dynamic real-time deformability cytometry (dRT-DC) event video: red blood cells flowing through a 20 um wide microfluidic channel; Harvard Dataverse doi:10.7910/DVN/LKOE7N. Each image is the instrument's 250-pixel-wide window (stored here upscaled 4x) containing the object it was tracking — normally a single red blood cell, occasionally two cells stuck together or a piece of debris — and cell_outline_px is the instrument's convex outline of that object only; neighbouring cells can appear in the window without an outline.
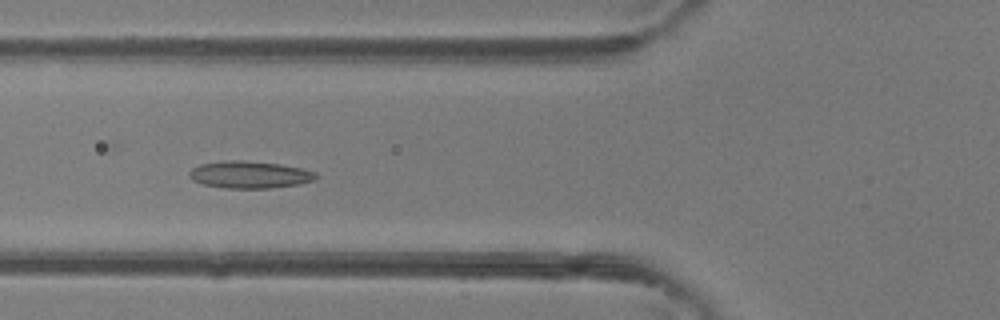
{"species": "common noctule bat (a hibernating species)", "species_latin": "Nyctalus noctula", "temperature_condition": "room temperature", "stored_images_in_passage": 48, "camera_frame_rate_fps": 3000, "um_per_image_px": 0.085, "animal": {"sex": "female"}, "frame": {"image": 1, "passage_image": 18, "time_ms": 5.667, "image_size_px": [1000, 320], "cell_outline_px": [[320, 176], [316, 180], [300, 184], [268, 188], [224, 188], [204, 184], [192, 180], [188, 176], [188, 172], [192, 168], [200, 164], [224, 160], [240, 160], [280, 164], [300, 168], [316, 172]], "centroid_in_image_um": [21.23, 14.84], "position_along_channel_um": 104.6, "area_um2": 20.17}}
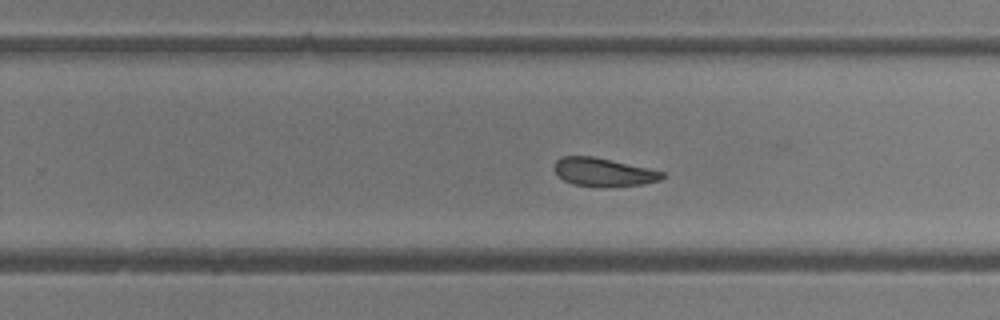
{"frame": {"image": 2, "passage_image": 30, "time_ms": 9.667, "image_size_px": [1000, 320], "cell_outline_px": [[664, 176], [660, 180], [644, 184], [572, 184], [564, 180], [552, 168], [556, 160], [564, 156], [592, 156], [648, 168], [664, 172]], "centroid_in_image_um": [51.26, 14.58], "position_along_channel_um": 278.5, "area_um2": 16.88}}
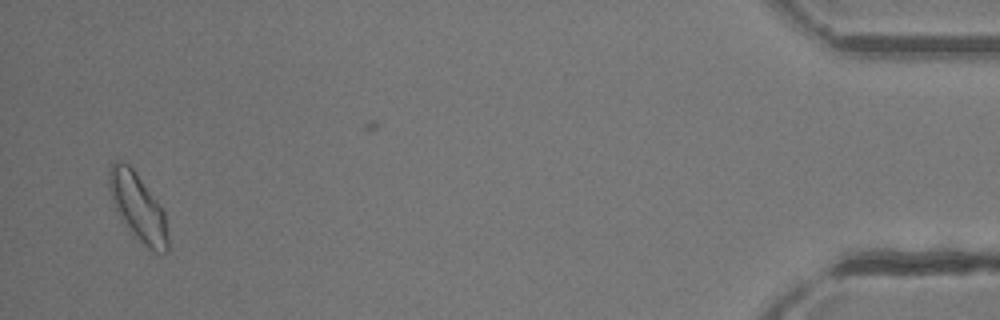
{"frame": {"image": 3, "passage_image": 46, "time_ms": 15.0, "image_size_px": [1000, 320], "cell_outline_px": [[168, 252], [156, 252], [148, 248], [132, 236], [124, 224], [112, 200], [108, 188], [108, 172], [112, 160], [116, 160], [128, 164], [132, 168], [164, 212], [168, 236]], "centroid_in_image_um": [11.69, 17.63], "position_along_channel_um": 423.5, "area_um2": 22.89}, "authors_computed_cell_mechanics": {"area_um2": 19.8543, "velocity_mm_per_s": 4.351, "shape_relaxation_time_tau1_ms": 2.9809, "shape_relaxation_time_tau2_ms": 2.3767, "deformation_change_tau1": 0.1023, "deformation_change_tau2": 0.0973}}